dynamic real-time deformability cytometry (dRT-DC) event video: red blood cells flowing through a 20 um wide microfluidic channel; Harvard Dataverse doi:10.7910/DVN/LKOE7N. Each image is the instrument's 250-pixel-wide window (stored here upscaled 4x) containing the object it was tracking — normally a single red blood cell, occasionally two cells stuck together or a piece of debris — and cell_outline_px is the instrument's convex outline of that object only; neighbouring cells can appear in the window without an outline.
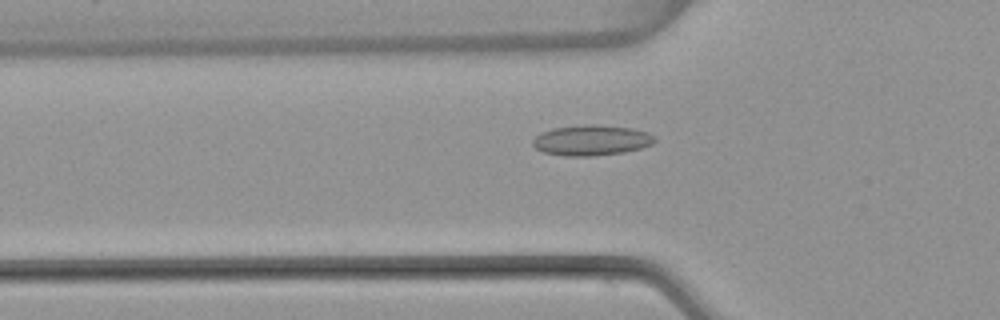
{"species": "common noctule bat (a hibernating species)", "species_latin": "Nyctalus noctula", "temperature_condition": "warm", "stored_images_in_passage": 53, "camera_frame_rate_fps": 3000, "um_per_image_px": 0.085, "animal": {"sex": "female", "body_mass_g": 22.7, "forearm_length_mm": 54.2}, "frame": {"image": 1, "passage_image": 18, "time_ms": 5.667, "image_size_px": [1000, 320], "cell_outline_px": [[656, 140], [652, 144], [640, 148], [624, 152], [592, 156], [564, 156], [544, 152], [536, 148], [532, 144], [532, 140], [540, 132], [552, 128], [584, 124], [600, 124], [632, 128], [648, 132], [656, 136]], "centroid_in_image_um": [50.28, 11.91], "position_along_channel_um": 75.5, "area_um2": 21.91}}
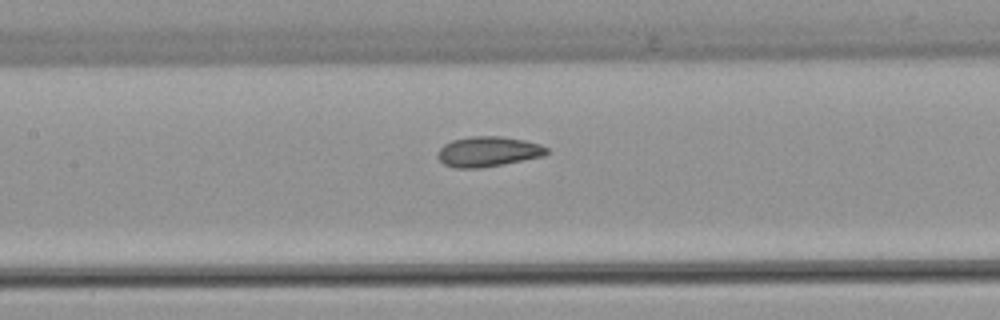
{"frame": {"image": 2, "passage_image": 25, "time_ms": 8.0, "image_size_px": [1000, 320], "cell_outline_px": [[548, 152], [544, 156], [484, 168], [456, 168], [444, 164], [436, 156], [440, 148], [444, 144], [452, 140], [468, 136], [500, 136], [524, 140], [540, 144], [548, 148]], "centroid_in_image_um": [41.48, 12.89], "position_along_channel_um": 165.9, "area_um2": 19.31}}
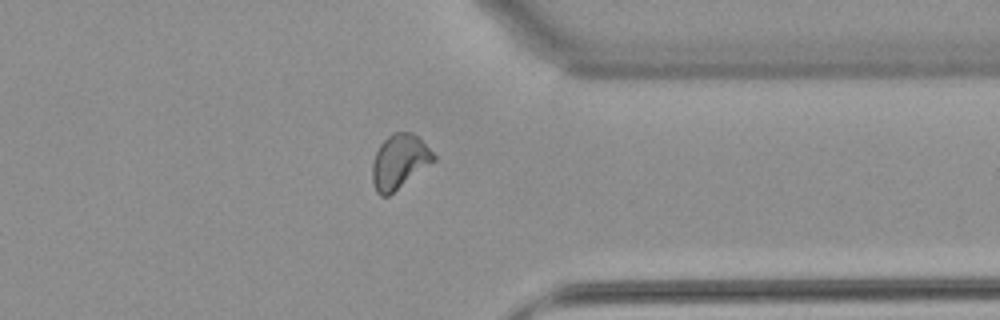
{"frame": {"image": 3, "passage_image": 42, "time_ms": 13.667, "image_size_px": [1000, 320], "cell_outline_px": [[436, 160], [388, 196], [380, 196], [376, 192], [372, 180], [372, 164], [376, 152], [380, 144], [392, 132], [412, 132], [436, 156]], "centroid_in_image_um": [33.92, 13.74], "position_along_channel_um": 377.5, "area_um2": 19.19}, "authors_computed_cell_mechanics": {"area_um2": 19.4208, "velocity_mm_per_s": 3.8387, "shape_relaxation_time_tau1_ms": null, "shape_relaxation_time_tau2_ms": 1.4515, "deformation_change_tau1": null, "deformation_change_tau2": 0.0629}}